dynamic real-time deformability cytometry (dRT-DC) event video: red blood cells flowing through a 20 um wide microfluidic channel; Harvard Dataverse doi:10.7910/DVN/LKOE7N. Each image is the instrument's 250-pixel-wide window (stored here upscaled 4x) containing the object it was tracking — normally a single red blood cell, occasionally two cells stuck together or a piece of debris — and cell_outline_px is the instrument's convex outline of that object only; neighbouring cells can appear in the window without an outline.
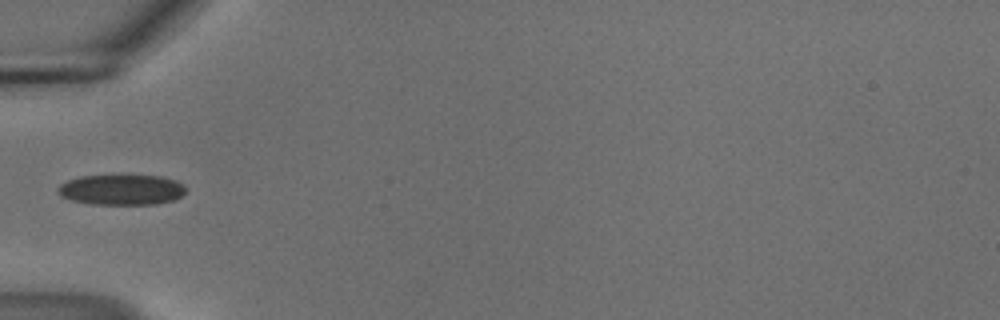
{"species": "common noctule bat (a hibernating species)", "species_latin": "Nyctalus noctula", "temperature_condition": "cold", "stored_images_in_passage": 37, "camera_frame_rate_fps": 3000, "um_per_image_px": 0.085, "animal": {"sex": "male", "body_mass_g": 18.8}, "frame": {"image": 1, "passage_image": 1, "time_ms": 0.0, "image_size_px": [1000, 320], "cell_outline_px": [[184, 192], [180, 196], [172, 200], [156, 204], [92, 204], [72, 200], [60, 196], [56, 192], [56, 188], [60, 184], [68, 180], [80, 176], [160, 176], [176, 180], [184, 184]], "centroid_in_image_um": [10.29, 16.13], "position_along_channel_um": 74.7, "area_um2": 22.54}}
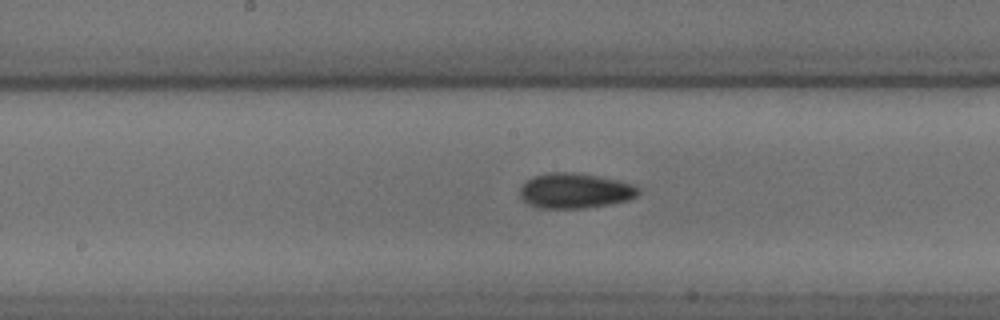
{"frame": {"image": 2, "passage_image": 11, "time_ms": 3.333, "image_size_px": [1000, 320], "cell_outline_px": [[640, 192], [636, 196], [628, 200], [608, 204], [584, 208], [540, 208], [528, 204], [520, 196], [520, 188], [532, 176], [548, 172], [572, 172], [596, 176], [636, 184], [640, 188]], "centroid_in_image_um": [48.88, 16.21], "position_along_channel_um": 199.3, "area_um2": 24.22}}
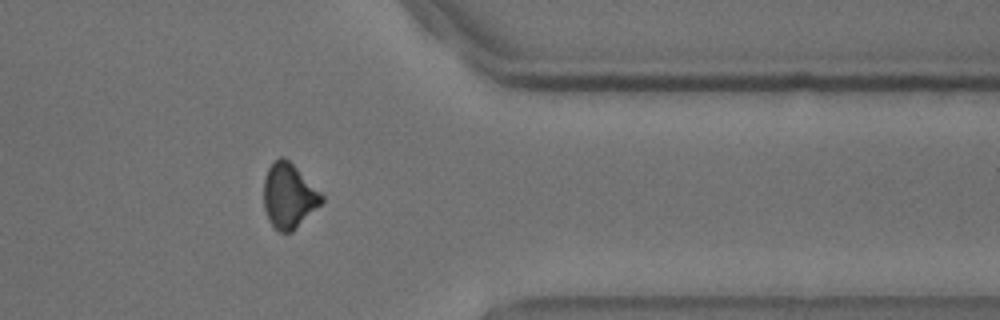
{"frame": {"image": 3, "passage_image": 27, "time_ms": 8.667, "image_size_px": [1000, 320], "cell_outline_px": [[324, 200], [292, 232], [280, 232], [268, 220], [264, 208], [264, 180], [268, 168], [280, 156], [284, 156], [324, 196]], "centroid_in_image_um": [24.53, 16.65], "position_along_channel_um": 386.9, "area_um2": 21.39}, "authors_computed_cell_mechanics": {"area_um2": 21.964, "velocity_mm_per_s": 3.7107, "shape_relaxation_time_tau1_ms": 3.2195, "shape_relaxation_time_tau2_ms": null, "deformation_change_tau1": 0.0962, "deformation_change_tau2": null}}